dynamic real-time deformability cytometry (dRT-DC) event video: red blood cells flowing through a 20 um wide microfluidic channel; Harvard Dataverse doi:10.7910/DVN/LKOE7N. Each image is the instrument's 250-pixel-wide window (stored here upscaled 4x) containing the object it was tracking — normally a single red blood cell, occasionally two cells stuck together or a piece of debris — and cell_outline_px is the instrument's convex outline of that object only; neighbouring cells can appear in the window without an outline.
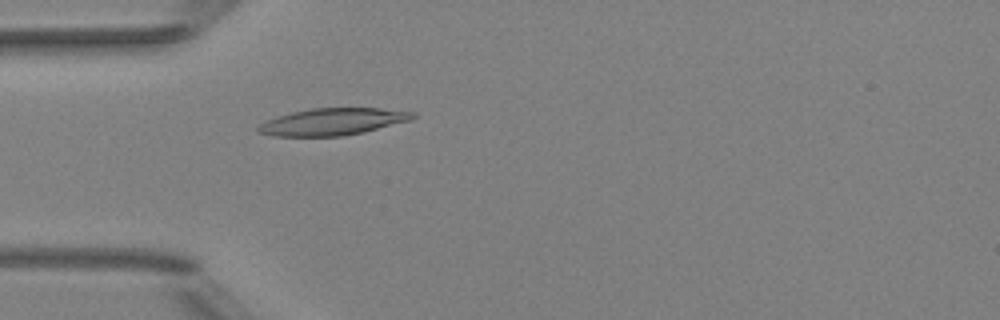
{"species": "Egyptian fruit bat (a non-hibernating species)", "species_latin": "Rousettus aegyptiacus", "temperature_condition": "room temperature", "stored_images_in_passage": 5, "camera_frame_rate_fps": 3000, "um_per_image_px": 0.085, "animal": {"sex": "female"}, "frame": {"image": 1, "passage_image": 5, "time_ms": 1.333, "image_size_px": [1000, 320], "cell_outline_px": [[416, 116], [412, 120], [364, 132], [344, 136], [272, 136], [256, 132], [256, 128], [260, 124], [276, 116], [292, 112], [312, 108], [380, 108], [416, 112]], "centroid_in_image_um": [28.29, 10.35], "position_along_channel_um": 56.7, "area_um2": 24.45}}